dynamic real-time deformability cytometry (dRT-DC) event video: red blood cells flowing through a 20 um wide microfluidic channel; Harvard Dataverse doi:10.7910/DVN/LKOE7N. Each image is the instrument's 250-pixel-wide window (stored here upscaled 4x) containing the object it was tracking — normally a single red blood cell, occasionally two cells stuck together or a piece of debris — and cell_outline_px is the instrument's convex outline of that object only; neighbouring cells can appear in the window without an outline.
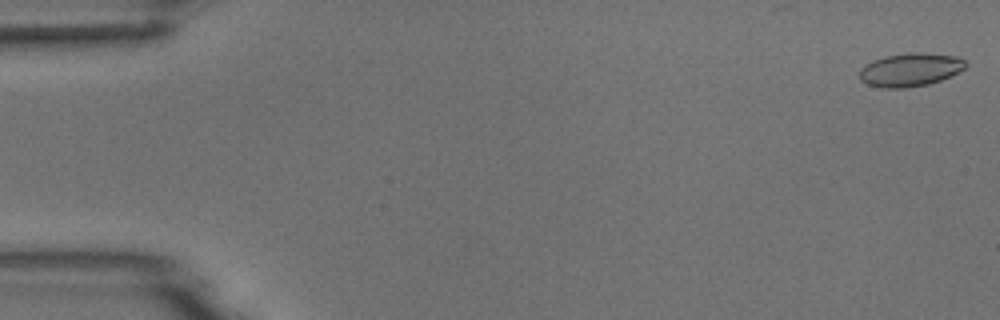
{"species": "common noctule bat (a hibernating species)", "species_latin": "Nyctalus noctula", "temperature_condition": "room temperature", "stored_images_in_passage": 53, "camera_frame_rate_fps": 3000, "um_per_image_px": 0.085, "animal": {"sex": "male", "body_mass_g": 18.8}, "frame": {"image": 1, "passage_image": 1, "time_ms": 0.0, "image_size_px": [1000, 320], "cell_outline_px": [[968, 64], [964, 68], [952, 76], [928, 84], [904, 88], [880, 88], [868, 84], [860, 80], [860, 68], [864, 64], [872, 60], [884, 56], [908, 52], [924, 52], [956, 56], [964, 60]], "centroid_in_image_um": [77.36, 5.91], "position_along_channel_um": 7.6, "area_um2": 20.87}}
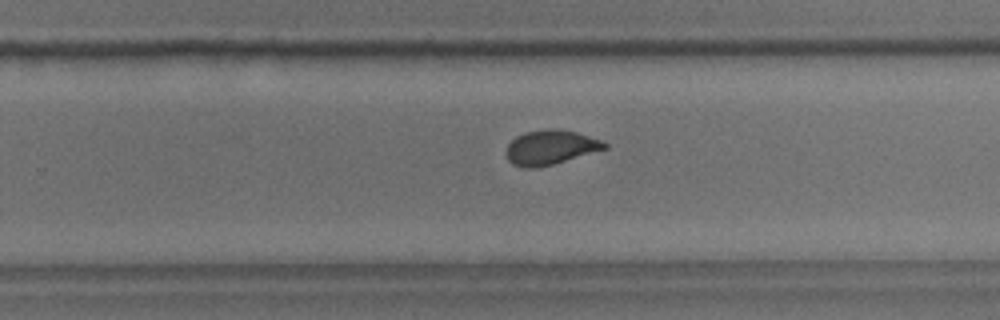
{"frame": {"image": 2, "passage_image": 34, "time_ms": 11.0, "image_size_px": [1000, 320], "cell_outline_px": [[608, 148], [552, 164], [536, 168], [524, 168], [512, 164], [508, 160], [504, 152], [508, 144], [516, 136], [524, 132], [548, 128], [556, 128], [576, 132], [600, 140], [608, 144]], "centroid_in_image_um": [46.74, 12.52], "position_along_channel_um": 283.1, "area_um2": 19.83}}
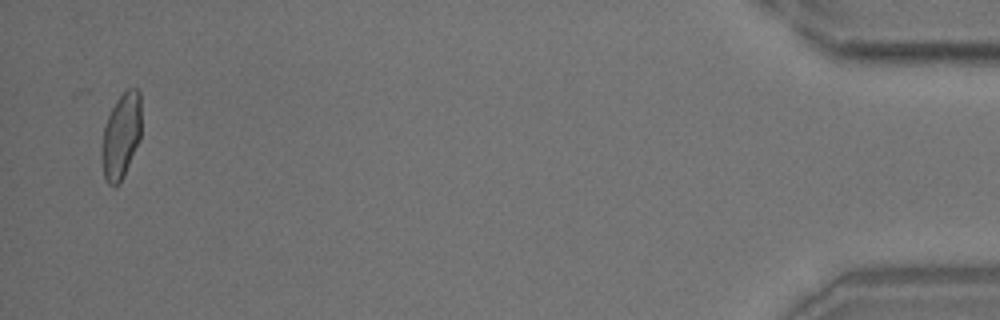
{"frame": {"image": 3, "passage_image": 52, "time_ms": 17.0, "image_size_px": [1000, 320], "cell_outline_px": [[140, 140], [124, 176], [116, 184], [108, 184], [104, 176], [100, 156], [100, 152], [104, 128], [108, 116], [116, 100], [128, 88], [136, 88], [140, 92]], "centroid_in_image_um": [10.28, 11.55], "position_along_channel_um": 424.9, "area_um2": 19.65}, "authors_computed_cell_mechanics": {"area_um2": 20.1722, "velocity_mm_per_s": 3.7759, "shape_relaxation_time_tau1_ms": 8.0517, "shape_relaxation_time_tau2_ms": 0.7979, "deformation_change_tau1": 0.1575, "deformation_change_tau2": 0.0506}}